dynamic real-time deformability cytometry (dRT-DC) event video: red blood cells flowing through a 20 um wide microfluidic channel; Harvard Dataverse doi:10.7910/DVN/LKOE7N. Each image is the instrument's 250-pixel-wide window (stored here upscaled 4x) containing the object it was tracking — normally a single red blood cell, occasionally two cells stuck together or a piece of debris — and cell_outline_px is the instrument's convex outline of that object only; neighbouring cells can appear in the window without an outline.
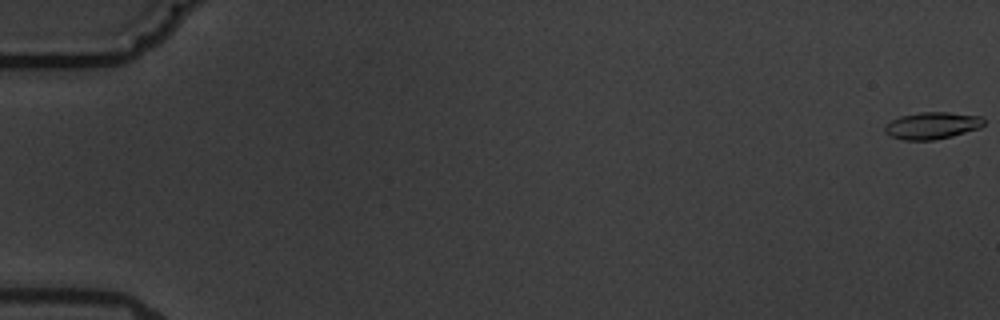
{"species": "common noctule bat (a hibernating species)", "species_latin": "Nyctalus noctula", "temperature_condition": "warm", "stored_images_in_passage": 4, "camera_frame_rate_fps": 3000, "um_per_image_px": 0.085, "animal": {"sex": "male", "body_mass_g": 19.5, "forearm_length_mm": 54.6}, "frame": {"image": 1, "passage_image": 1, "time_ms": 0.0, "image_size_px": [1000, 320], "cell_outline_px": [[984, 124], [980, 128], [952, 136], [932, 140], [904, 140], [892, 136], [884, 132], [884, 128], [892, 120], [900, 116], [920, 112], [948, 112], [984, 116]], "centroid_in_image_um": [79.27, 10.66], "position_along_channel_um": 5.7, "area_um2": 15.55}}